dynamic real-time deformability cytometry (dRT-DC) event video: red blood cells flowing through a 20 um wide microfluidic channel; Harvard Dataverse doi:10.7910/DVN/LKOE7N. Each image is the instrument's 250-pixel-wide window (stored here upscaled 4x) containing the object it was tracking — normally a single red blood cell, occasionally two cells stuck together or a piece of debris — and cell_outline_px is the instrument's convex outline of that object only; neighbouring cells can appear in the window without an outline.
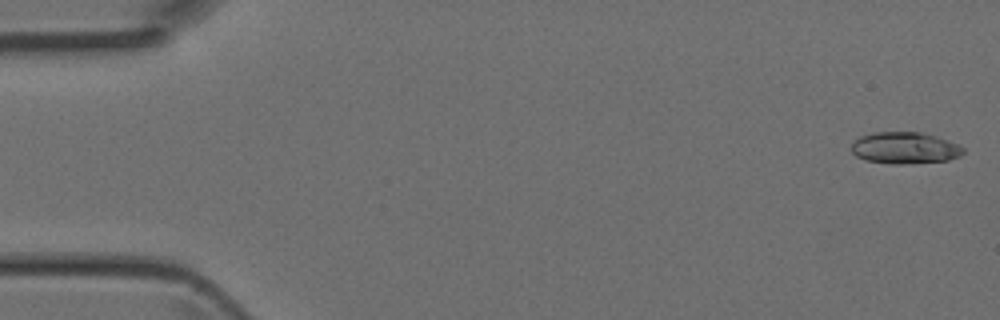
{"species": "Egyptian fruit bat (a non-hibernating species)", "species_latin": "Rousettus aegyptiacus", "temperature_condition": "room temperature", "stored_images_in_passage": 5, "camera_frame_rate_fps": 3000, "um_per_image_px": 0.085, "animal": {"sex": "female"}, "frame": {"image": 1, "passage_image": 1, "time_ms": 0.0, "image_size_px": [1000, 320], "cell_outline_px": [[964, 152], [960, 156], [948, 160], [900, 164], [892, 164], [864, 160], [856, 156], [852, 152], [852, 144], [860, 136], [872, 132], [920, 132], [936, 136], [956, 144], [964, 148]], "centroid_in_image_um": [76.88, 12.57], "position_along_channel_um": 8.1, "area_um2": 20.52}}
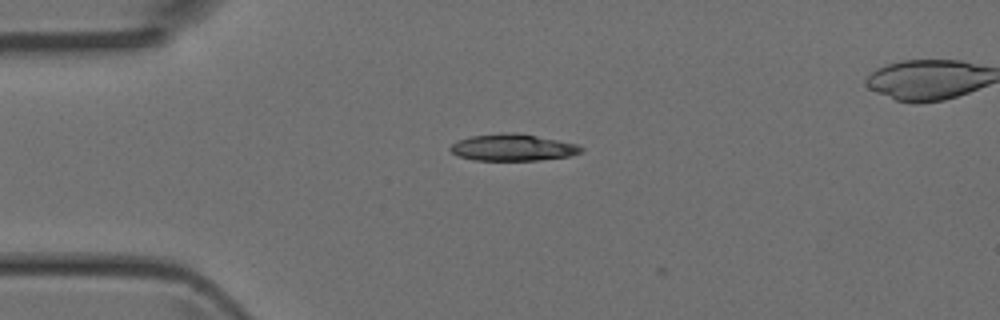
{"frame": {"image": 2, "passage_image": 4, "time_ms": 1.0, "image_size_px": [1000, 320], "cell_outline_px": [[584, 152], [572, 156], [540, 160], [472, 160], [456, 156], [448, 148], [456, 140], [472, 136], [500, 132], [516, 132], [576, 144], [584, 148]], "centroid_in_image_um": [43.57, 12.54], "position_along_channel_um": 41.4, "area_um2": 20.63}}